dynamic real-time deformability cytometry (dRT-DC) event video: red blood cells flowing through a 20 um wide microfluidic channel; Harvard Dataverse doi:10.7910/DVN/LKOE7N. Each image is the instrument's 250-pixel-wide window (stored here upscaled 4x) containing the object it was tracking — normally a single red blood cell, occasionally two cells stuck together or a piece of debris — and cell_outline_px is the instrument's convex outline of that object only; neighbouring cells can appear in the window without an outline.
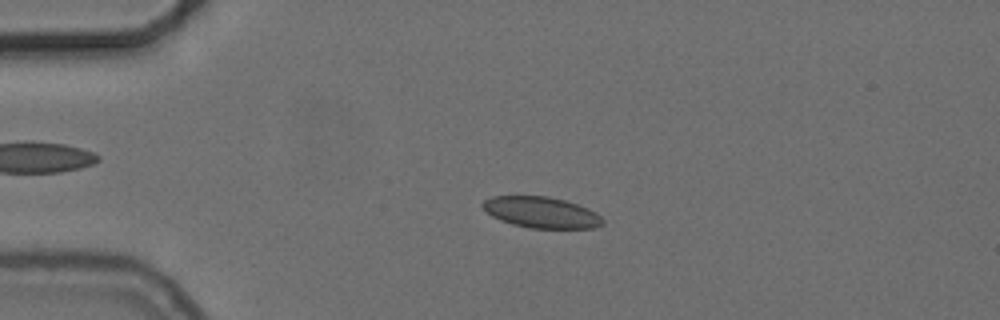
{"species": "common noctule bat (a hibernating species)", "species_latin": "Nyctalus noctula", "temperature_condition": "cold", "stored_images_in_passage": 55, "camera_frame_rate_fps": 3000, "um_per_image_px": 0.085, "animal": {"sex": "female", "body_mass_g": 24.6, "forearm_length_mm": 56.2}, "frame": {"image": 1, "passage_image": 13, "time_ms": 4.0, "image_size_px": [1000, 320], "cell_outline_px": [[604, 224], [592, 228], [532, 228], [512, 224], [500, 220], [492, 216], [480, 204], [484, 200], [492, 196], [548, 196], [564, 200], [588, 208], [596, 212], [604, 220]], "centroid_in_image_um": [46.02, 18.05], "position_along_channel_um": 39.0, "area_um2": 21.68}}
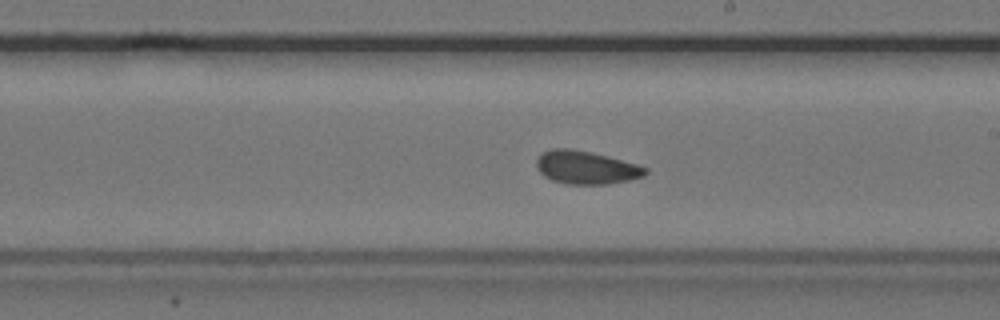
{"frame": {"image": 2, "passage_image": 32, "time_ms": 10.333, "image_size_px": [1000, 320], "cell_outline_px": [[648, 172], [644, 176], [628, 180], [608, 184], [568, 184], [552, 180], [544, 176], [536, 168], [536, 160], [544, 152], [552, 148], [572, 148], [592, 152], [636, 164], [648, 168]], "centroid_in_image_um": [49.81, 14.23], "position_along_channel_um": 239.2, "area_um2": 20.98}}
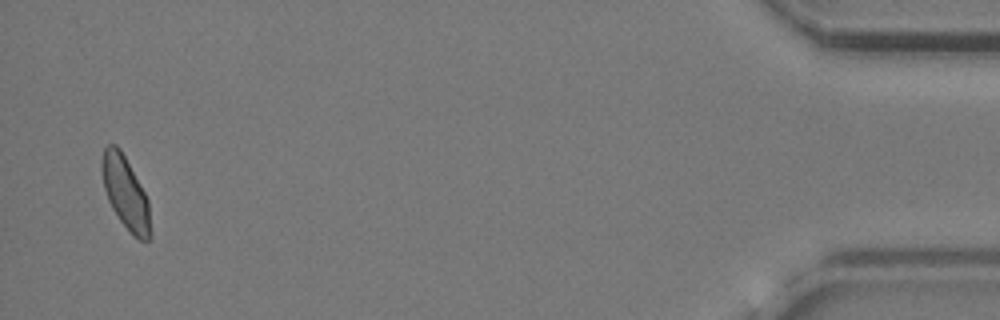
{"frame": {"image": 3, "passage_image": 54, "time_ms": 17.667, "image_size_px": [1000, 320], "cell_outline_px": [[152, 236], [148, 240], [140, 240], [120, 220], [112, 208], [108, 200], [104, 188], [100, 168], [100, 160], [104, 148], [108, 144], [116, 144], [120, 148], [144, 192], [148, 200], [152, 232]], "centroid_in_image_um": [10.65, 16.36], "position_along_channel_um": 424.5, "area_um2": 20.4}, "authors_computed_cell_mechanics": {"area_um2": 21.0392, "velocity_mm_per_s": 3.703, "shape_relaxation_time_tau1_ms": null, "shape_relaxation_time_tau2_ms": 2.1008, "deformation_change_tau1": null, "deformation_change_tau2": 0.0674}}